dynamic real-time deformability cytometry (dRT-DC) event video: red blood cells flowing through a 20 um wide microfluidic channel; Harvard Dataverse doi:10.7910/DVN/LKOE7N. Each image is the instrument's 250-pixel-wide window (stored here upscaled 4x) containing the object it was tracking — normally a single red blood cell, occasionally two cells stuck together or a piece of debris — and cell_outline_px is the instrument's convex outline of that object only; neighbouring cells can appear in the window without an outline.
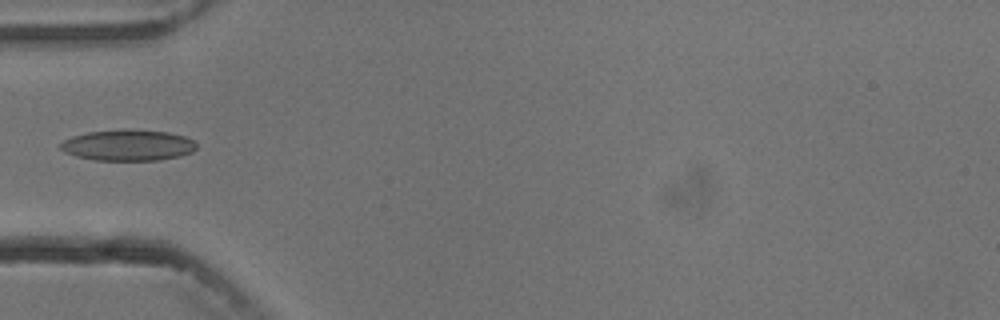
{"species": "common noctule bat (a hibernating species)", "species_latin": "Nyctalus noctula", "temperature_condition": "cold", "stored_images_in_passage": 5, "camera_frame_rate_fps": 3000, "um_per_image_px": 0.085, "animal": {"sex": "male", "body_mass_g": 13.3}, "frame": {"image": 1, "passage_image": 4, "time_ms": 3.333, "image_size_px": [1000, 320], "cell_outline_px": [[196, 148], [192, 152], [180, 156], [160, 160], [96, 160], [76, 156], [64, 152], [60, 148], [60, 144], [64, 140], [72, 136], [88, 132], [128, 128], [168, 132], [184, 136], [192, 140], [196, 144]], "centroid_in_image_um": [10.88, 12.33], "position_along_channel_um": 74.1, "area_um2": 24.74}}
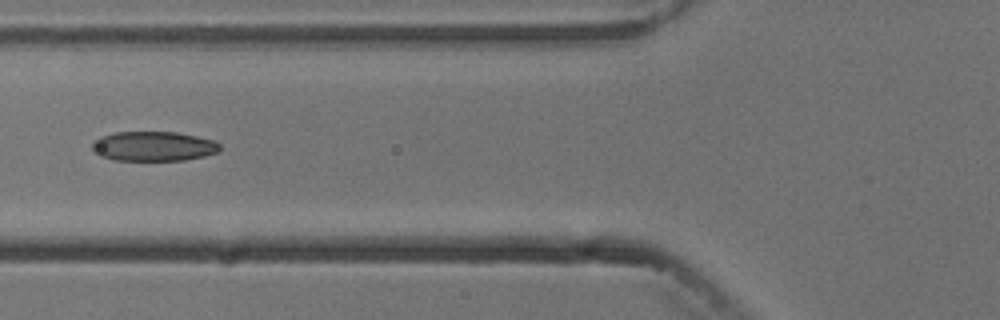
{"frame": {"image": 2, "passage_image": 5, "time_ms": 4.333, "image_size_px": [1000, 320], "cell_outline_px": [[220, 148], [216, 152], [204, 156], [184, 160], [112, 160], [100, 156], [92, 152], [92, 144], [100, 136], [116, 132], [176, 132], [196, 136], [212, 140], [220, 144]], "centroid_in_image_um": [13.0, 12.43], "position_along_channel_um": 112.8, "area_um2": 22.02}}